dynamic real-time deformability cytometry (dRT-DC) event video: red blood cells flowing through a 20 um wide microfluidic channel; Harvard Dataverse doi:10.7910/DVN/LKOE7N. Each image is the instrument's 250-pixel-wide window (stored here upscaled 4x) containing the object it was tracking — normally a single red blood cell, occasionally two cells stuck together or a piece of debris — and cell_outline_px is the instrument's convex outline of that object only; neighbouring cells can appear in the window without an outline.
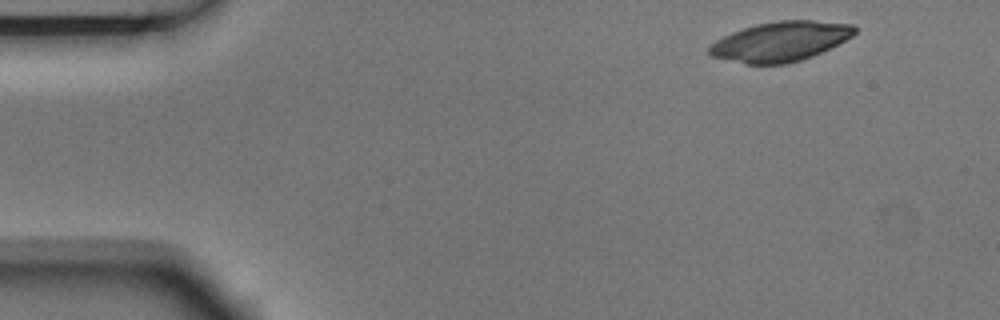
{"species": "Egyptian fruit bat (a non-hibernating species)", "species_latin": "Rousettus aegyptiacus", "temperature_condition": "room temperature", "stored_images_in_passage": 3, "camera_frame_rate_fps": 3000, "um_per_image_px": 0.085, "animal": {"sex": "male"}, "frame": {"image": 1, "passage_image": 1, "time_ms": 0.0, "image_size_px": [1000, 320], "cell_outline_px": [[856, 32], [852, 36], [812, 56], [788, 64], [744, 64], [708, 56], [708, 48], [716, 40], [732, 32], [756, 24], [780, 20], [812, 20], [852, 24], [856, 28]], "centroid_in_image_um": [66.29, 3.53], "position_along_channel_um": 18.7, "area_um2": 33.52}}